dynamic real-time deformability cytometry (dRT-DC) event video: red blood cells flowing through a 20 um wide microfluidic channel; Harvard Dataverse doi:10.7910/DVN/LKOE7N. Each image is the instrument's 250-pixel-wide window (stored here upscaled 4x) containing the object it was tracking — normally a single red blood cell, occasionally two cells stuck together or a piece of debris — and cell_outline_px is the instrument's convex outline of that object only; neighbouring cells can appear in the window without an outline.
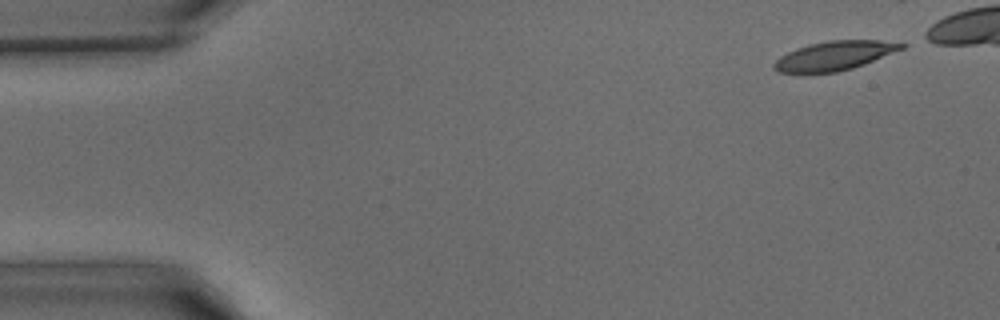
{"species": "common noctule bat (a hibernating species)", "species_latin": "Nyctalus noctula", "temperature_condition": "warm", "stored_images_in_passage": 20, "camera_frame_rate_fps": 3000, "um_per_image_px": 0.085, "animal": {"sex": "male", "body_mass_g": 15.6}, "frame": {"image": 1, "passage_image": 1, "time_ms": 0.0, "image_size_px": [1000, 320], "cell_outline_px": [[908, 44], [904, 48], [864, 64], [852, 68], [836, 72], [776, 72], [772, 68], [772, 64], [780, 56], [796, 48], [808, 44], [828, 40], [904, 40]], "centroid_in_image_um": [70.99, 4.7], "position_along_channel_um": 14.0, "area_um2": 21.85}}